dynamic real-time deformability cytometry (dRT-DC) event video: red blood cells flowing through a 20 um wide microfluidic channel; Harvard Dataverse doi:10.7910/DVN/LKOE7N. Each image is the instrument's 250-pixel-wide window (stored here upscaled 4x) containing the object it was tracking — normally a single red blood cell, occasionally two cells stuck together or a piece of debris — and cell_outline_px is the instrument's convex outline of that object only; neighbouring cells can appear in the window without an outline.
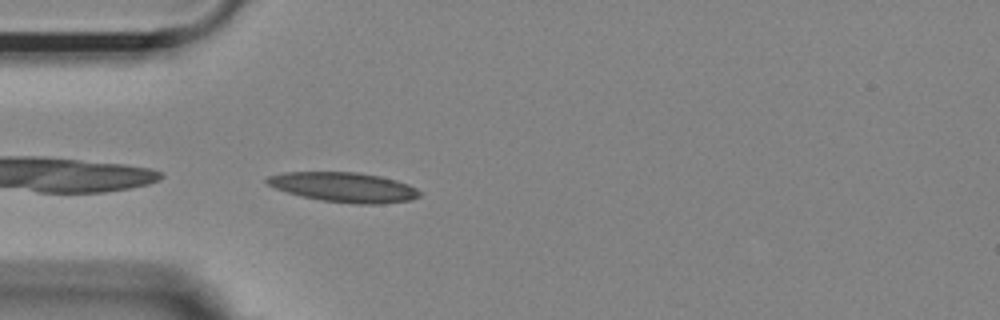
{"species": "Egyptian fruit bat (a non-hibernating species)", "species_latin": "Rousettus aegyptiacus", "temperature_condition": "room temperature", "stored_images_in_passage": 4, "camera_frame_rate_fps": 3000, "um_per_image_px": 0.085, "animal": {"sex": "female"}, "frame": {"image": 1, "passage_image": 1, "time_ms": 0.0, "image_size_px": [1000, 320], "cell_outline_px": [[420, 196], [412, 200], [380, 204], [356, 204], [320, 200], [288, 192], [276, 188], [268, 184], [264, 180], [268, 176], [284, 172], [356, 172], [380, 176], [396, 180], [408, 184], [416, 188], [420, 192]], "centroid_in_image_um": [29.26, 15.91], "position_along_channel_um": 55.7, "area_um2": 26.36}}